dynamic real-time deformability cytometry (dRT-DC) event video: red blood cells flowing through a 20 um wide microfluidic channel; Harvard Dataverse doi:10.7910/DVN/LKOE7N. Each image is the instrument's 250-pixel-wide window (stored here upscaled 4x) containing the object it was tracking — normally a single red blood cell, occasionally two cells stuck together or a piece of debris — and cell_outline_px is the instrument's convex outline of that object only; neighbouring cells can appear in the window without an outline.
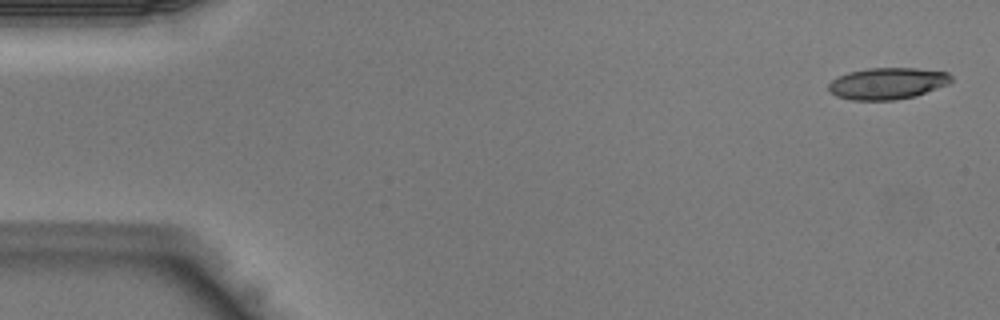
{"species": "Egyptian fruit bat (a non-hibernating species)", "species_latin": "Rousettus aegyptiacus", "temperature_condition": "warm", "stored_images_in_passage": 42, "camera_frame_rate_fps": 3000, "um_per_image_px": 0.085, "animal": {"sex": "male"}, "frame": {"image": 1, "passage_image": 1, "time_ms": 0.0, "image_size_px": [1000, 320], "cell_outline_px": [[952, 80], [948, 84], [916, 96], [896, 100], [852, 100], [836, 96], [828, 92], [828, 84], [832, 80], [848, 72], [868, 68], [916, 68], [948, 72], [952, 76]], "centroid_in_image_um": [75.42, 7.09], "position_along_channel_um": 9.6, "area_um2": 22.72}}
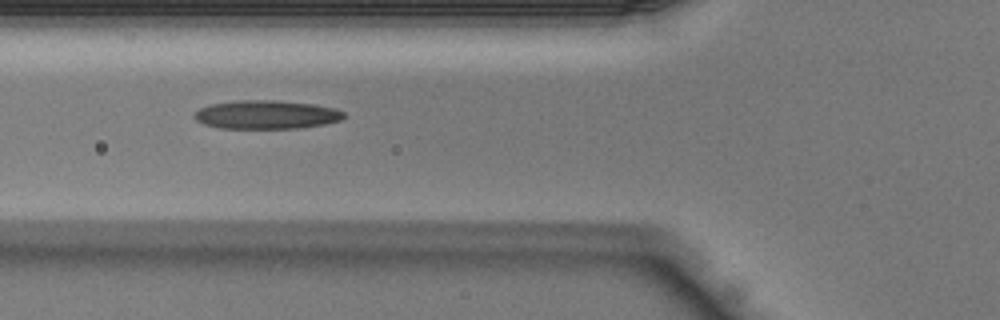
{"frame": {"image": 2, "passage_image": 15, "time_ms": 4.667, "image_size_px": [1000, 320], "cell_outline_px": [[344, 116], [340, 120], [324, 124], [300, 128], [220, 128], [204, 124], [196, 120], [192, 116], [200, 108], [212, 104], [240, 100], [276, 100], [316, 104], [332, 108], [344, 112]], "centroid_in_image_um": [22.63, 9.74], "position_along_channel_um": 103.2, "area_um2": 24.8}}
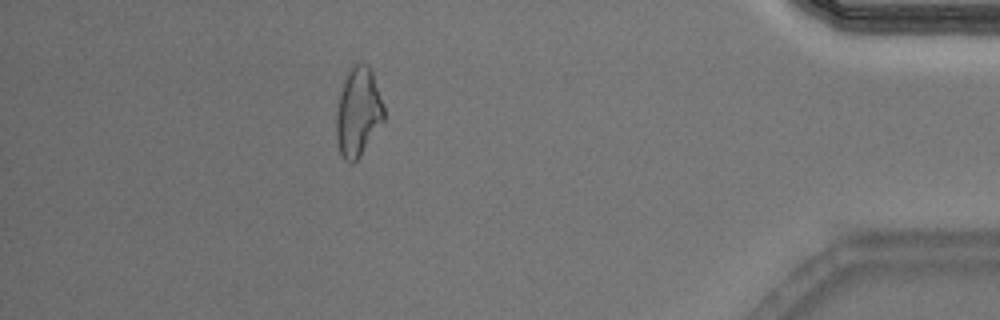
{"frame": {"image": 3, "passage_image": 37, "time_ms": 12.0, "image_size_px": [1000, 320], "cell_outline_px": [[384, 120], [360, 156], [352, 164], [344, 160], [340, 152], [336, 140], [336, 112], [344, 80], [348, 72], [356, 64], [368, 64], [372, 72], [384, 104]], "centroid_in_image_um": [30.44, 9.56], "position_along_channel_um": 404.8, "area_um2": 24.45}}